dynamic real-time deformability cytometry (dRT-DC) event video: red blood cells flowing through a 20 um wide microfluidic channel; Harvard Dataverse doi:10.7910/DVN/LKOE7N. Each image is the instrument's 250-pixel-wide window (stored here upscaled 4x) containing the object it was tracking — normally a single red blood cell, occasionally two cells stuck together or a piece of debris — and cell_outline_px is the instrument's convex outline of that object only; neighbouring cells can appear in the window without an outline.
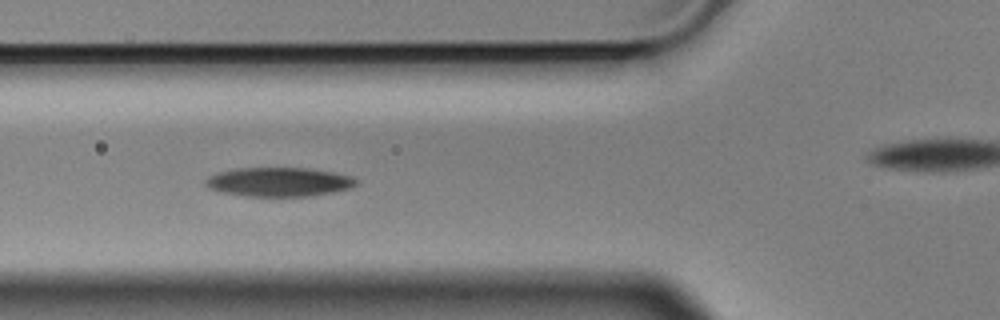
{"species": "Egyptian fruit bat (a non-hibernating species)", "species_latin": "Rousettus aegyptiacus", "temperature_condition": "cold", "stored_images_in_passage": 15, "camera_frame_rate_fps": 3000, "um_per_image_px": 0.085, "animal": {"sex": "male"}, "frame": {"image": 1, "passage_image": 5, "time_ms": 1.333, "image_size_px": [1000, 320], "cell_outline_px": [[360, 180], [352, 188], [332, 192], [308, 196], [244, 196], [220, 192], [208, 188], [204, 184], [204, 180], [208, 176], [220, 172], [236, 168], [308, 168], [332, 172], [352, 176]], "centroid_in_image_um": [23.7, 15.46], "position_along_channel_um": 102.1, "area_um2": 25.66}}
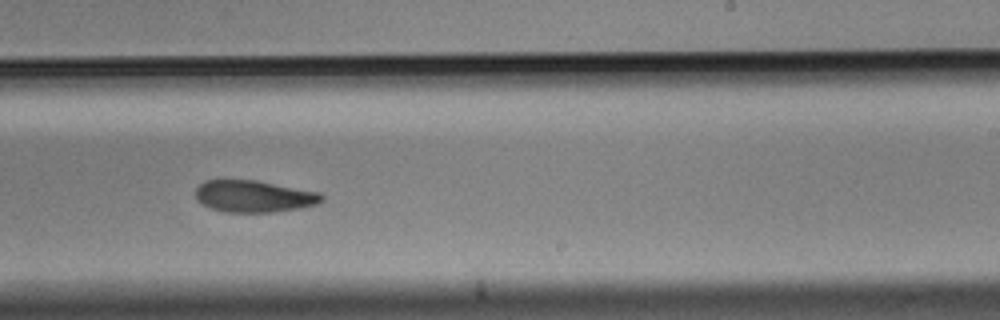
{"frame": {"image": 2, "passage_image": 9, "time_ms": 2.667, "image_size_px": [1000, 320], "cell_outline_px": [[324, 200], [320, 204], [300, 208], [272, 212], [224, 212], [208, 208], [196, 200], [196, 188], [204, 180], [256, 180], [320, 192], [324, 196]], "centroid_in_image_um": [21.59, 16.69], "position_along_channel_um": 267.4, "area_um2": 23.7}}
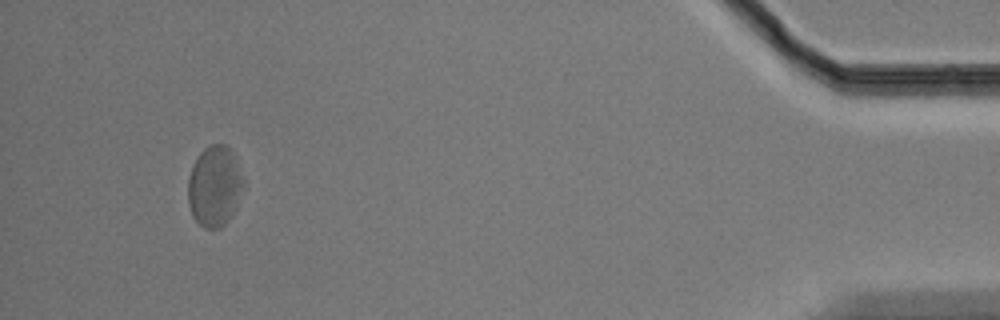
{"frame": {"image": 3, "passage_image": 15, "time_ms": 4.667, "image_size_px": [1000, 320], "cell_outline_px": [[244, 184], [236, 208], [232, 216], [220, 228], [204, 228], [192, 216], [188, 204], [188, 180], [192, 168], [200, 152], [204, 148], [212, 144], [224, 144], [236, 156], [244, 180]], "centroid_in_image_um": [18.25, 15.83], "position_along_channel_um": 416.9, "area_um2": 26.13}}